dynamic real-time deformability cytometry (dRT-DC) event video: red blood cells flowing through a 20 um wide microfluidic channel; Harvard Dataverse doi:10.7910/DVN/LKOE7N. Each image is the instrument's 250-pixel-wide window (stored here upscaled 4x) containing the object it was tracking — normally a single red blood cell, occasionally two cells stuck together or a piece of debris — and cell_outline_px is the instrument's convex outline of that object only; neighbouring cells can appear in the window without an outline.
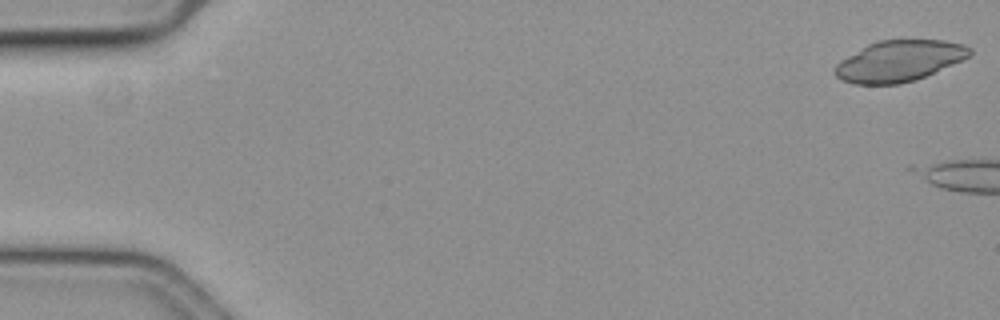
{"species": "common noctule bat (a hibernating species)", "species_latin": "Nyctalus noctula", "temperature_condition": "cold", "stored_images_in_passage": 5, "camera_frame_rate_fps": 3000, "um_per_image_px": 0.085, "animal": {"sex": "female", "body_mass_g": 19.3, "forearm_length_mm": 54.1}, "frame": {"image": 1, "passage_image": 1, "time_ms": 0.0, "image_size_px": [1000, 320], "cell_outline_px": [[972, 52], [968, 56], [952, 64], [916, 80], [900, 84], [856, 84], [844, 80], [836, 76], [832, 72], [832, 68], [840, 60], [868, 44], [876, 40], [944, 40], [964, 44], [972, 48]], "centroid_in_image_um": [76.39, 5.18], "position_along_channel_um": 8.6, "area_um2": 32.14}}